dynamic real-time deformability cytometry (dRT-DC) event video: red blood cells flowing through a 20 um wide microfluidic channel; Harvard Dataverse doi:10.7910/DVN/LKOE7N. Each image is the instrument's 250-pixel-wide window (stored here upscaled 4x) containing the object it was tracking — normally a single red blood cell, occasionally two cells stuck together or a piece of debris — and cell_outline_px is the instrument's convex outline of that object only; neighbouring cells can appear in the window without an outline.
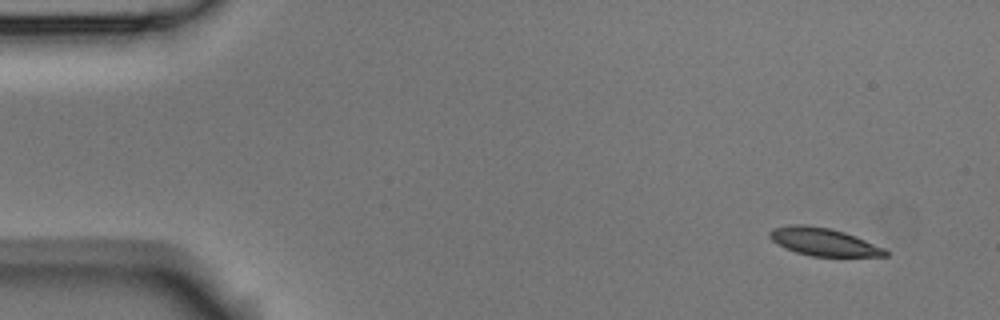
{"species": "Egyptian fruit bat (a non-hibernating species)", "species_latin": "Rousettus aegyptiacus", "temperature_condition": "room temperature", "stored_images_in_passage": 9, "camera_frame_rate_fps": 3000, "um_per_image_px": 0.085, "animal": {"sex": "male"}, "frame": {"image": 1, "passage_image": 1, "time_ms": 0.0, "image_size_px": [1000, 320], "cell_outline_px": [[888, 256], [812, 256], [796, 252], [784, 248], [776, 244], [768, 236], [768, 232], [772, 228], [788, 224], [804, 224], [828, 228], [844, 232], [856, 236], [884, 248], [888, 252]], "centroid_in_image_um": [69.94, 20.54], "position_along_channel_um": 15.1, "area_um2": 18.79}}
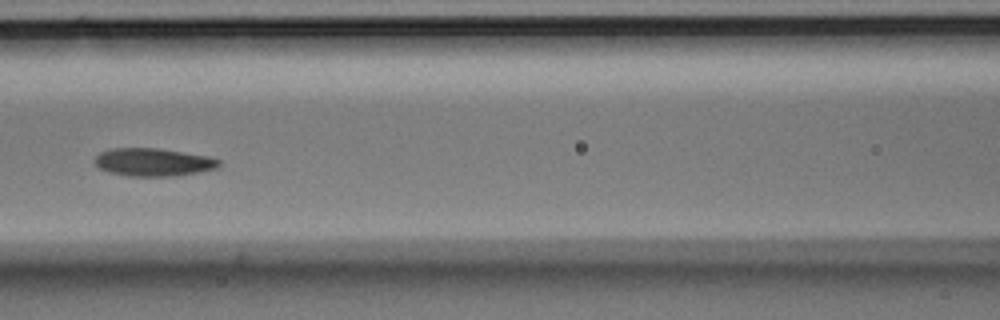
{"frame": {"image": 2, "passage_image": 6, "time_ms": 1.667, "image_size_px": [1000, 320], "cell_outline_px": [[220, 164], [216, 168], [200, 172], [176, 176], [128, 176], [112, 172], [100, 168], [92, 160], [100, 152], [112, 148], [160, 148], [208, 156], [220, 160]], "centroid_in_image_um": [13.04, 13.78], "position_along_channel_um": 153.6, "area_um2": 20.23}}
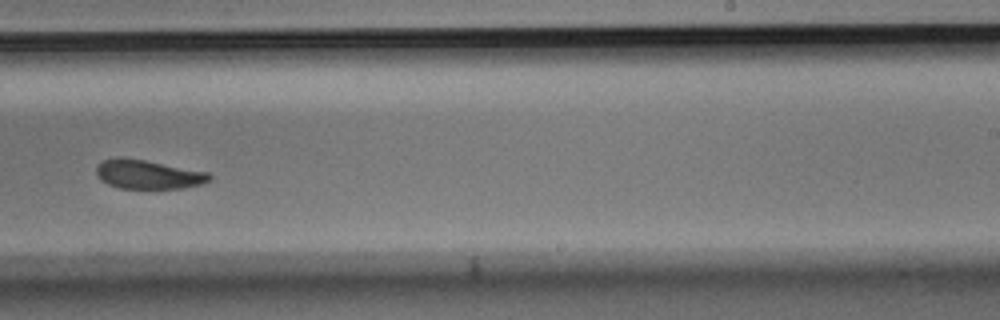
{"frame": {"image": 3, "passage_image": 9, "time_ms": 2.667, "image_size_px": [1000, 320], "cell_outline_px": [[212, 176], [208, 180], [200, 184], [184, 188], [120, 188], [108, 184], [100, 180], [96, 172], [96, 168], [104, 160], [120, 156], [144, 160], [208, 172]], "centroid_in_image_um": [12.56, 14.82], "position_along_channel_um": 276.4, "area_um2": 18.9}}